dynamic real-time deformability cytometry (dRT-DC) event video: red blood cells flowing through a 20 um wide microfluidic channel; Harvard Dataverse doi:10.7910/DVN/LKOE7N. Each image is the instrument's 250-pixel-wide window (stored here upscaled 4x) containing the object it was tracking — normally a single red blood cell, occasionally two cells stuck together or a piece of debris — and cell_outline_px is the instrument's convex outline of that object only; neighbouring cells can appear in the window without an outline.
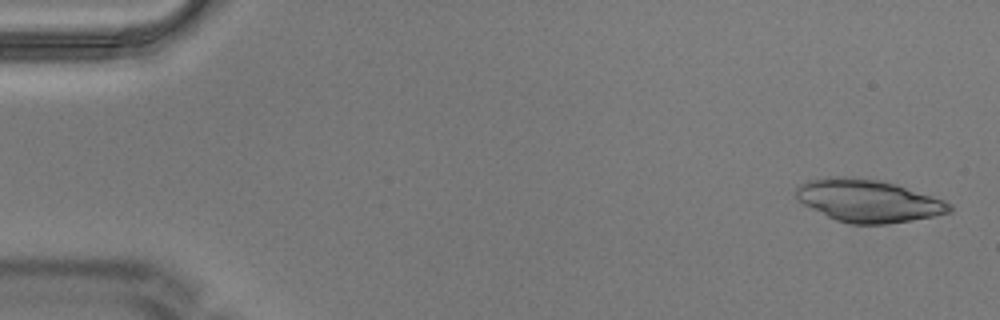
{"species": "Egyptian fruit bat (a non-hibernating species)", "species_latin": "Rousettus aegyptiacus", "temperature_condition": "warm", "stored_images_in_passage": 5, "camera_frame_rate_fps": 3000, "um_per_image_px": 0.085, "animal": {"sex": "male"}, "frame": {"image": 1, "passage_image": 1, "time_ms": 0.0, "image_size_px": [1000, 320], "cell_outline_px": [[952, 212], [912, 220], [888, 224], [852, 224], [836, 220], [796, 200], [796, 188], [800, 184], [808, 180], [836, 176], [844, 176], [880, 180], [896, 184], [944, 200], [952, 204]], "centroid_in_image_um": [73.8, 17.06], "position_along_channel_um": 11.2, "area_um2": 37.86}}